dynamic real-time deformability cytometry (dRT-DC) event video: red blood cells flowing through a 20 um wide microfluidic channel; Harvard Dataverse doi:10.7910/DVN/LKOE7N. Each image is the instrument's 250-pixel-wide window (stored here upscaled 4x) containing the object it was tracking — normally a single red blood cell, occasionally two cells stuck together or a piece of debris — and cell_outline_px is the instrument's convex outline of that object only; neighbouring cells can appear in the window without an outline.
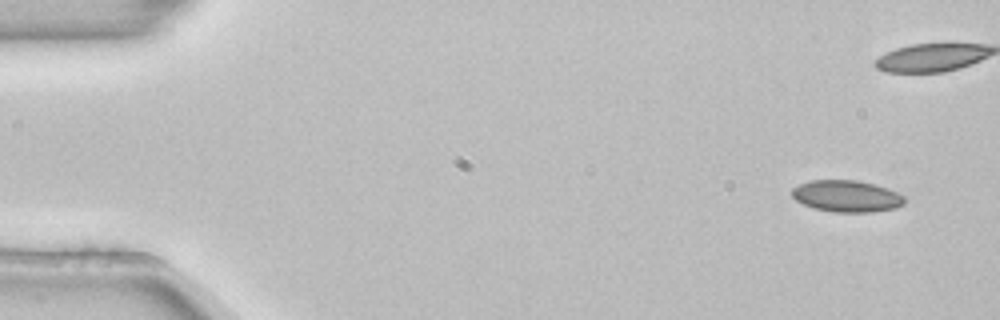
{"species": "common noctule bat (a hibernating species)", "species_latin": "Nyctalus noctula", "temperature_condition": "room temperature", "stored_images_in_passage": 6, "camera_frame_rate_fps": 3000, "um_per_image_px": 0.085, "animal": {"sex": "female", "body_mass_g": 22.7, "forearm_length_mm": 54.2}, "frame": {"image": 1, "passage_image": 1, "time_ms": 0.0, "image_size_px": [1000, 320], "cell_outline_px": [[904, 204], [896, 208], [872, 212], [832, 212], [816, 208], [804, 204], [796, 200], [792, 196], [792, 188], [808, 180], [856, 180], [888, 188], [904, 196]], "centroid_in_image_um": [71.97, 16.67], "position_along_channel_um": 13.0, "area_um2": 20.69}}